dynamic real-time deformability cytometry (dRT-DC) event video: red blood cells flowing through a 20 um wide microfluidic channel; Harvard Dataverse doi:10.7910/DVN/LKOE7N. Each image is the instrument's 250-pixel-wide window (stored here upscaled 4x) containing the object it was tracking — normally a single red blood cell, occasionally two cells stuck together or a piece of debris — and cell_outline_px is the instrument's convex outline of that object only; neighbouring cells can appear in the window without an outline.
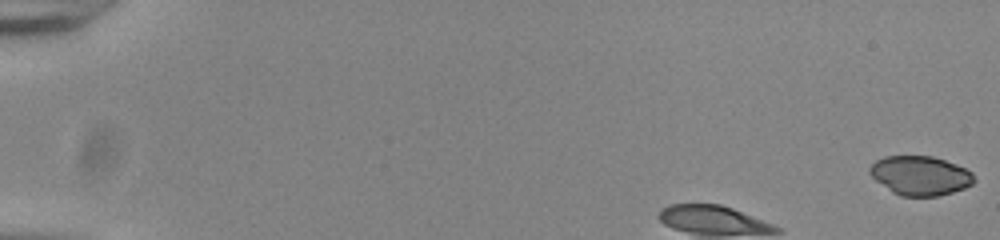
{"species": "common noctule bat (a hibernating species)", "species_latin": "Nyctalus noctula", "temperature_condition": "room temperature", "stored_images_in_passage": 55, "camera_frame_rate_fps": 3000, "um_per_image_px": 0.085, "animal": {"sex": "male", "body_mass_g": 20.0, "forearm_length_mm": 53.3}, "frame": {"image": 1, "passage_image": 1, "time_ms": 0.0, "image_size_px": [1000, 240], "cell_outline_px": [[976, 180], [972, 184], [964, 188], [940, 196], [900, 196], [892, 192], [876, 180], [868, 172], [868, 168], [876, 160], [884, 156], [932, 156], [956, 164], [972, 172]], "centroid_in_image_um": [78.21, 14.92], "position_along_channel_um": 6.8, "area_um2": 23.87}}
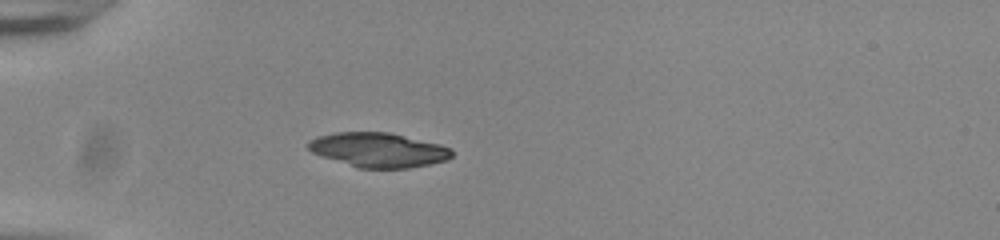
{"frame": {"image": 2, "passage_image": 18, "time_ms": 5.667, "image_size_px": [1000, 240], "cell_outline_px": [[452, 156], [448, 160], [408, 168], [356, 168], [320, 156], [312, 152], [308, 148], [308, 140], [316, 136], [336, 132], [388, 132], [440, 144], [452, 148]], "centroid_in_image_um": [32.13, 12.74], "position_along_channel_um": 52.9, "area_um2": 29.02}}
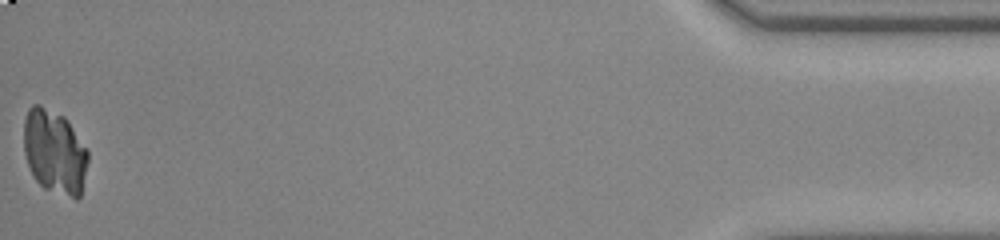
{"frame": {"image": 3, "passage_image": 55, "time_ms": 18.0, "image_size_px": [1000, 240], "cell_outline_px": [[88, 160], [80, 196], [76, 200], [44, 188], [36, 180], [28, 164], [24, 152], [24, 120], [28, 108], [32, 104], [40, 104], [64, 116], [88, 148]], "centroid_in_image_um": [4.64, 12.88], "position_along_channel_um": 430.6, "area_um2": 31.67}}